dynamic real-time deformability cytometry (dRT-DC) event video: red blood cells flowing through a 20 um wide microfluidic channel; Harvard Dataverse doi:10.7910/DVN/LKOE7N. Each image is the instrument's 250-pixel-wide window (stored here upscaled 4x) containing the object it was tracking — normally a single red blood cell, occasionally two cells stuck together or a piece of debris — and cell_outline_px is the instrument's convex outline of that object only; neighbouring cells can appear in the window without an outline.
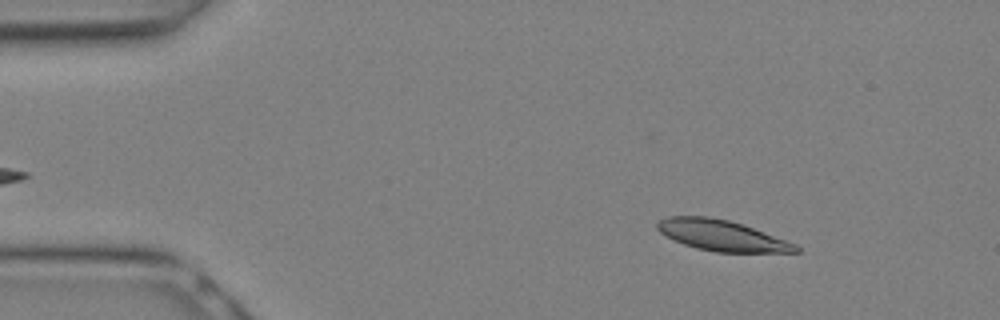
{"species": "Egyptian fruit bat (a non-hibernating species)", "species_latin": "Rousettus aegyptiacus", "temperature_condition": "warm", "stored_images_in_passage": 26, "camera_frame_rate_fps": 3000, "um_per_image_px": 0.085, "animal": {"sex": "female"}, "frame": {"image": 1, "passage_image": 3, "time_ms": 0.667, "image_size_px": [1000, 320], "cell_outline_px": [[800, 252], [716, 252], [696, 248], [684, 244], [660, 232], [656, 228], [656, 224], [660, 220], [668, 216], [708, 216], [728, 220], [744, 224], [796, 244], [800, 248]], "centroid_in_image_um": [61.36, 20.01], "position_along_channel_um": 23.6, "area_um2": 24.68}}
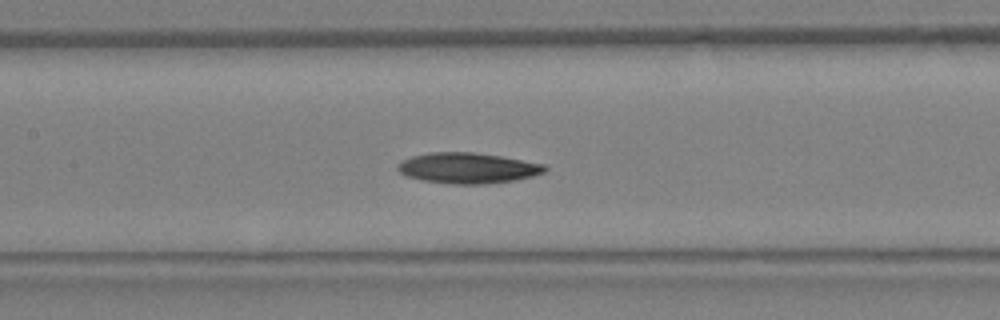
{"frame": {"image": 2, "passage_image": 12, "time_ms": 3.667, "image_size_px": [1000, 320], "cell_outline_px": [[548, 168], [544, 172], [532, 176], [512, 180], [480, 184], [456, 184], [424, 180], [408, 176], [400, 172], [396, 168], [400, 160], [412, 156], [432, 152], [476, 152], [500, 156], [544, 164]], "centroid_in_image_um": [39.74, 14.27], "position_along_channel_um": 167.7, "area_um2": 25.95}}
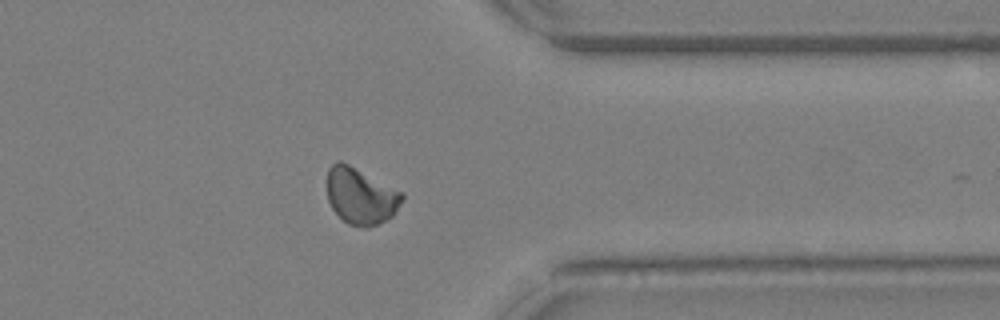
{"frame": {"image": 3, "passage_image": 21, "time_ms": 6.667, "image_size_px": [1000, 320], "cell_outline_px": [[404, 196], [392, 216], [368, 228], [364, 228], [348, 224], [332, 208], [328, 200], [328, 168], [336, 160], [340, 160], [404, 192]], "centroid_in_image_um": [30.66, 16.65], "position_along_channel_um": 380.7, "area_um2": 24.45}}